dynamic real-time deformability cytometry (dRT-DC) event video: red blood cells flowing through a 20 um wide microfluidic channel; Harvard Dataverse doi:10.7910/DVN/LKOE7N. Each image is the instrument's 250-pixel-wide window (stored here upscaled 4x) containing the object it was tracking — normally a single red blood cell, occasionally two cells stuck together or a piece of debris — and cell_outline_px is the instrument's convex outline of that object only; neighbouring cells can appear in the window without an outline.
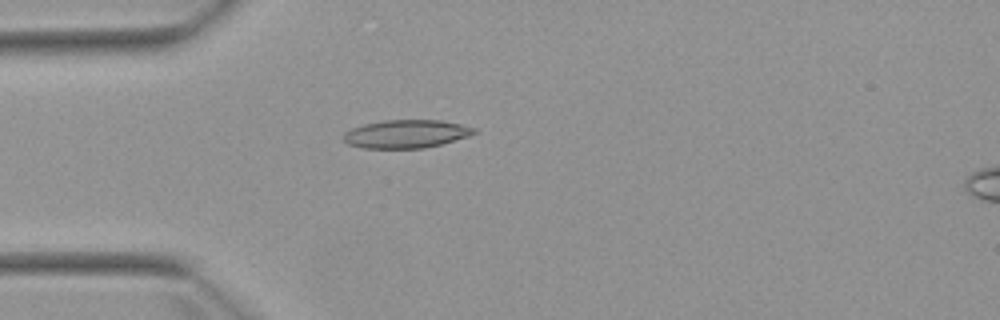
{"species": "Egyptian fruit bat (a non-hibernating species)", "species_latin": "Rousettus aegyptiacus", "temperature_condition": "warm", "stored_images_in_passage": 3, "camera_frame_rate_fps": 3000, "um_per_image_px": 0.085, "animal": {"sex": "female"}, "frame": {"image": 1, "passage_image": 3, "time_ms": 2.667, "image_size_px": [1000, 320], "cell_outline_px": [[476, 132], [468, 136], [440, 144], [424, 148], [364, 148], [348, 144], [344, 140], [344, 132], [352, 128], [364, 124], [384, 120], [440, 120], [460, 124], [476, 128]], "centroid_in_image_um": [34.51, 11.38], "position_along_channel_um": 50.5, "area_um2": 21.27}}